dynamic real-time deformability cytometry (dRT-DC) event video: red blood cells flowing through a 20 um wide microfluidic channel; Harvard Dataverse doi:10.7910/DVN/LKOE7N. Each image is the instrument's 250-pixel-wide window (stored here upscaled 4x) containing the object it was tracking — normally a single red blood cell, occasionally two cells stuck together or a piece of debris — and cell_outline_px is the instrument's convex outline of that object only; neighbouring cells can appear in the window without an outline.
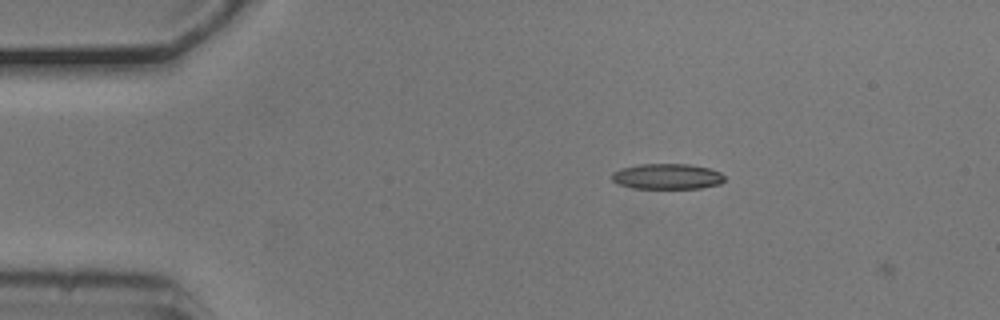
{"species": "common noctule bat (a hibernating species)", "species_latin": "Nyctalus noctula", "temperature_condition": "cold", "stored_images_in_passage": 5, "camera_frame_rate_fps": 3000, "um_per_image_px": 0.085, "animal": {"sex": "male", "body_mass_g": 20.5, "forearm_length_mm": 52.5}, "frame": {"image": 1, "passage_image": 4, "time_ms": 1.0, "image_size_px": [1000, 320], "cell_outline_px": [[724, 180], [720, 184], [700, 188], [632, 188], [616, 184], [612, 180], [612, 172], [620, 168], [640, 164], [688, 164], [708, 168], [720, 172], [724, 176]], "centroid_in_image_um": [56.67, 15.0], "position_along_channel_um": 28.3, "area_um2": 16.82}}